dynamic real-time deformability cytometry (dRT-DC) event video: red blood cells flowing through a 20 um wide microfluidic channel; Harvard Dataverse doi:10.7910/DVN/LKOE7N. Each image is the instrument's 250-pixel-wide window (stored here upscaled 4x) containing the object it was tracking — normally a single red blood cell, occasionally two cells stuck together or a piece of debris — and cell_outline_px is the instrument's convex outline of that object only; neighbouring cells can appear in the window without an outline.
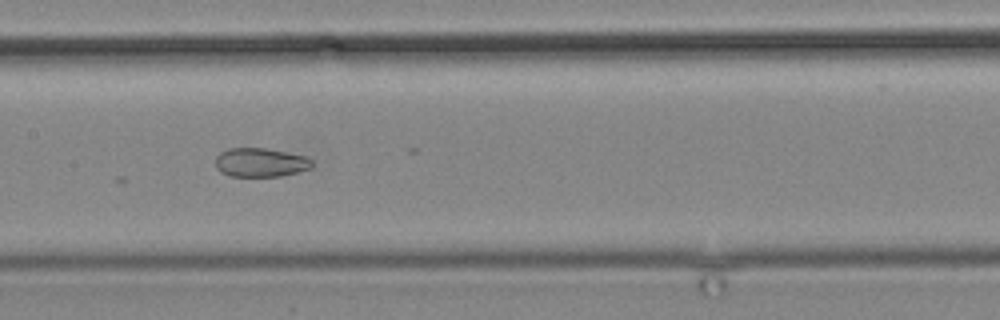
{"species": "common noctule bat (a hibernating species)", "species_latin": "Nyctalus noctula", "temperature_condition": "cold", "stored_images_in_passage": 11, "camera_frame_rate_fps": 3000, "um_per_image_px": 0.085, "animal": {"sex": "male", "body_mass_g": 19.2, "forearm_length_mm": 51.8}, "frame": {"image": 1, "passage_image": 9, "time_ms": 10.0, "image_size_px": [1000, 320], "cell_outline_px": [[312, 168], [280, 176], [228, 176], [220, 172], [216, 168], [216, 156], [220, 152], [228, 148], [264, 148], [308, 156], [312, 160]], "centroid_in_image_um": [22.13, 13.8], "position_along_channel_um": 185.3, "area_um2": 16.36}}
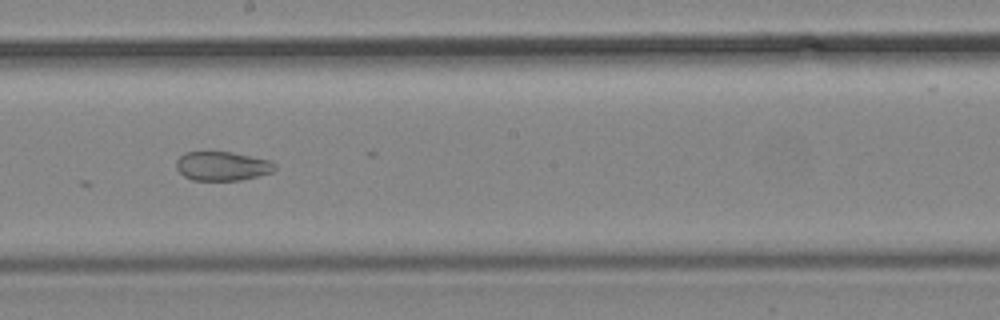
{"frame": {"image": 2, "passage_image": 10, "time_ms": 11.333, "image_size_px": [1000, 320], "cell_outline_px": [[276, 168], [272, 172], [240, 180], [192, 180], [184, 176], [176, 168], [176, 160], [184, 152], [232, 152], [272, 160], [276, 164]], "centroid_in_image_um": [18.9, 14.11], "position_along_channel_um": 229.3, "area_um2": 16.76}}